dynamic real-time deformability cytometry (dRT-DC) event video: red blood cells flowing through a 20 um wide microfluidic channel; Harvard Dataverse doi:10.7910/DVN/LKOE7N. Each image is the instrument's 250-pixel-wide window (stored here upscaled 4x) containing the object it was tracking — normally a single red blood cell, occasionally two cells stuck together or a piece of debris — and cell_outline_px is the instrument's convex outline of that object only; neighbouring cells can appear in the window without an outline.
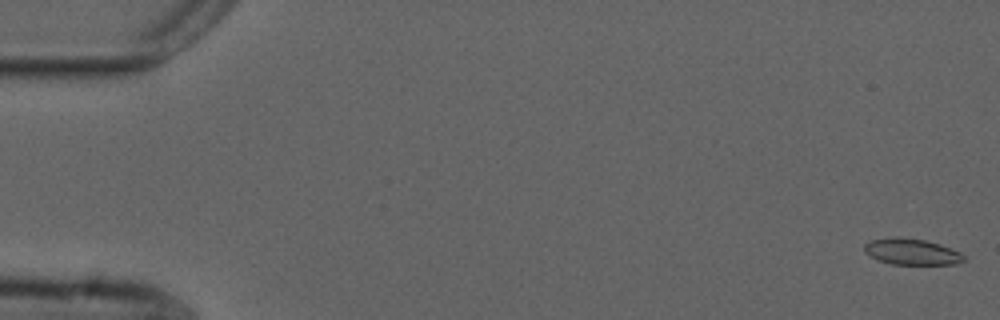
{"species": "common noctule bat (a hibernating species)", "species_latin": "Nyctalus noctula", "temperature_condition": "cold", "stored_images_in_passage": 17, "camera_frame_rate_fps": 3000, "um_per_image_px": 0.085, "animal": {"sex": "male", "forearm_length_mm": 52.5}, "frame": {"image": 1, "passage_image": 1, "time_ms": 0.0, "image_size_px": [1000, 320], "cell_outline_px": [[964, 260], [956, 264], [892, 264], [880, 260], [864, 252], [864, 244], [872, 240], [892, 236], [896, 236], [924, 240], [940, 244], [960, 252], [964, 256]], "centroid_in_image_um": [77.48, 21.38], "position_along_channel_um": 7.5, "area_um2": 15.03}}
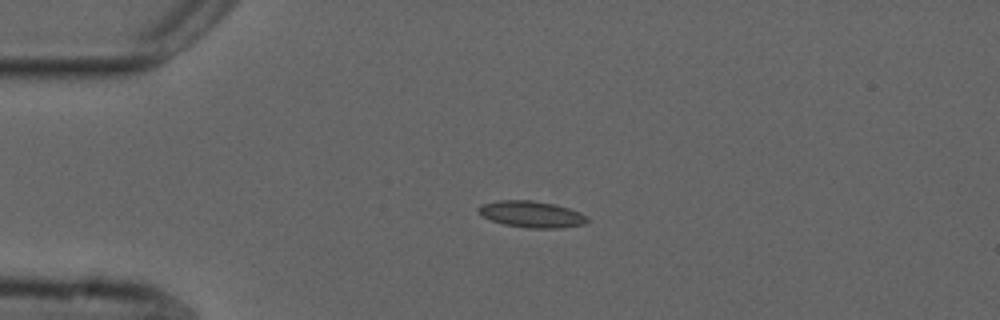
{"frame": {"image": 2, "passage_image": 13, "time_ms": 4.0, "image_size_px": [1000, 320], "cell_outline_px": [[588, 220], [584, 224], [560, 228], [528, 228], [504, 224], [492, 220], [484, 216], [476, 208], [480, 204], [500, 200], [532, 200], [556, 204], [580, 212], [588, 216]], "centroid_in_image_um": [45.2, 18.2], "position_along_channel_um": 39.8, "area_um2": 16.76}}